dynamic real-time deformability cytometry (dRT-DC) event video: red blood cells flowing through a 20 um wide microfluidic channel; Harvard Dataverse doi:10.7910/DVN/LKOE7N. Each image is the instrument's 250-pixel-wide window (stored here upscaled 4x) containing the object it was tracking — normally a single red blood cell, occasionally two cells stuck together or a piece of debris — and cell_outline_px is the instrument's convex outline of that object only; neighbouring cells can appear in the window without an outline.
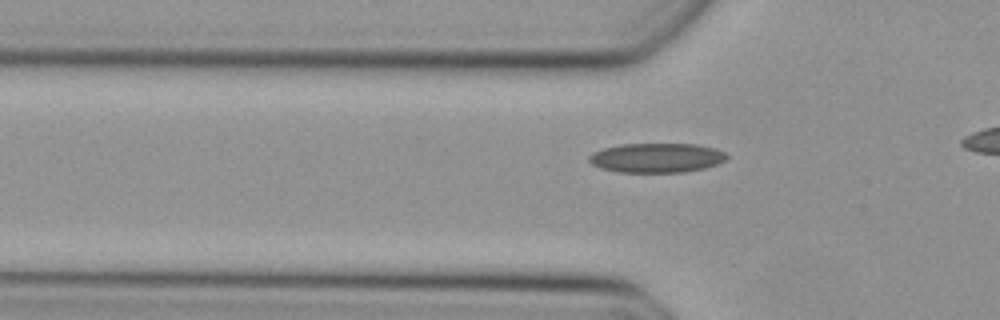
{"species": "Egyptian fruit bat (a non-hibernating species)", "species_latin": "Rousettus aegyptiacus", "temperature_condition": "cold", "stored_images_in_passage": 34, "camera_frame_rate_fps": 3000, "um_per_image_px": 0.085, "animal": {"sex": "female"}, "frame": {"image": 1, "passage_image": 10, "time_ms": 3.0, "image_size_px": [1000, 320], "cell_outline_px": [[728, 156], [724, 160], [716, 164], [704, 168], [684, 172], [620, 172], [600, 168], [592, 164], [588, 160], [588, 156], [592, 152], [604, 148], [620, 144], [696, 144], [716, 148], [724, 152]], "centroid_in_image_um": [55.79, 13.41], "position_along_channel_um": 70.0, "area_um2": 23.64}}
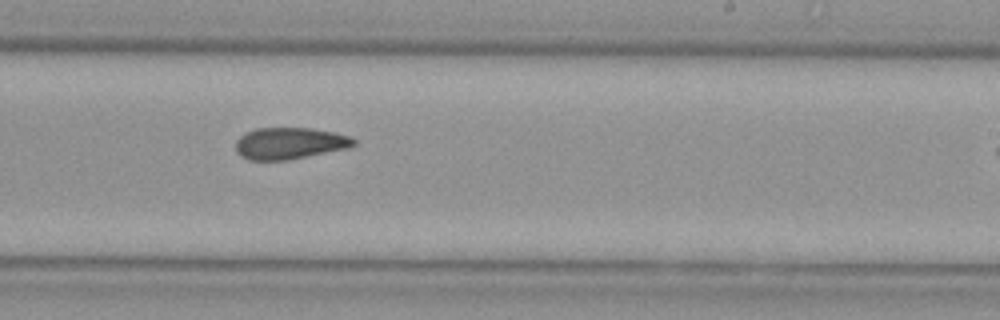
{"frame": {"image": 2, "passage_image": 24, "time_ms": 7.667, "image_size_px": [1000, 320], "cell_outline_px": [[356, 144], [352, 148], [288, 160], [248, 160], [240, 156], [236, 152], [236, 140], [244, 132], [256, 128], [312, 128], [352, 136], [356, 140]], "centroid_in_image_um": [24.64, 12.19], "position_along_channel_um": 264.4, "area_um2": 22.2}}
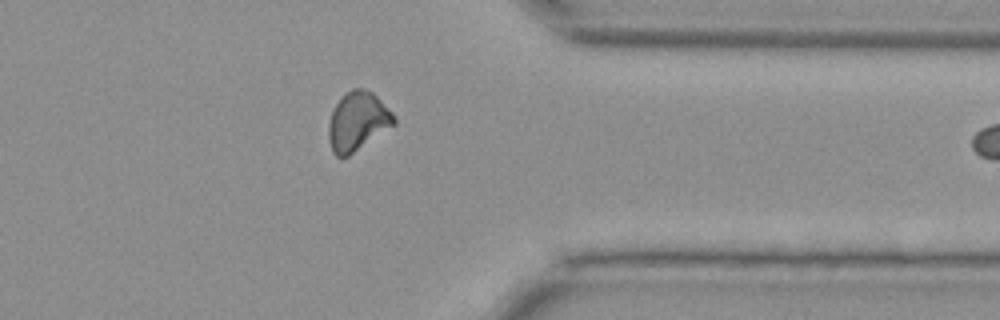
{"frame": {"image": 3, "passage_image": 33, "time_ms": 10.667, "image_size_px": [1000, 320], "cell_outline_px": [[396, 124], [348, 156], [336, 156], [332, 152], [328, 140], [328, 124], [332, 112], [336, 104], [352, 88], [364, 88], [372, 92], [396, 116]], "centroid_in_image_um": [30.4, 10.33], "position_along_channel_um": 381.0, "area_um2": 22.25}}